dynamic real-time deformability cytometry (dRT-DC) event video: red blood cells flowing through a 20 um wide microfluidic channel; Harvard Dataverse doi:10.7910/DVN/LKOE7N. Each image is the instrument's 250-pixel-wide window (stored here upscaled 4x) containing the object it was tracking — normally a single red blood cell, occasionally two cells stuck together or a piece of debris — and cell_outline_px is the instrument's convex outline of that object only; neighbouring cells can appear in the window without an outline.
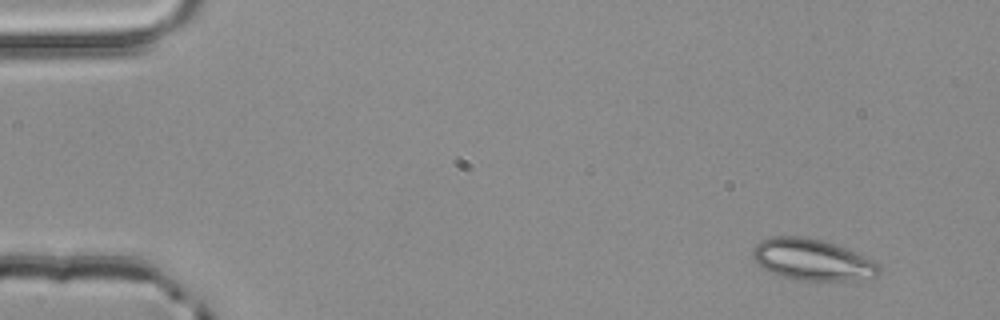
{"species": "common noctule bat (a hibernating species)", "species_latin": "Nyctalus noctula", "temperature_condition": "room temperature", "stored_images_in_passage": 3, "camera_frame_rate_fps": 3000, "um_per_image_px": 0.085, "animal": {"sex": "male", "body_mass_g": 20.4}, "frame": {"image": 1, "passage_image": 1, "time_ms": 0.0, "image_size_px": [1000, 320], "cell_outline_px": [[880, 272], [876, 276], [852, 280], [796, 280], [780, 276], [760, 268], [752, 260], [752, 252], [756, 244], [760, 240], [772, 236], [804, 236], [824, 240], [836, 244], [868, 256], [880, 264]], "centroid_in_image_um": [69.02, 22.06], "position_along_channel_um": 16.0, "area_um2": 31.04}}